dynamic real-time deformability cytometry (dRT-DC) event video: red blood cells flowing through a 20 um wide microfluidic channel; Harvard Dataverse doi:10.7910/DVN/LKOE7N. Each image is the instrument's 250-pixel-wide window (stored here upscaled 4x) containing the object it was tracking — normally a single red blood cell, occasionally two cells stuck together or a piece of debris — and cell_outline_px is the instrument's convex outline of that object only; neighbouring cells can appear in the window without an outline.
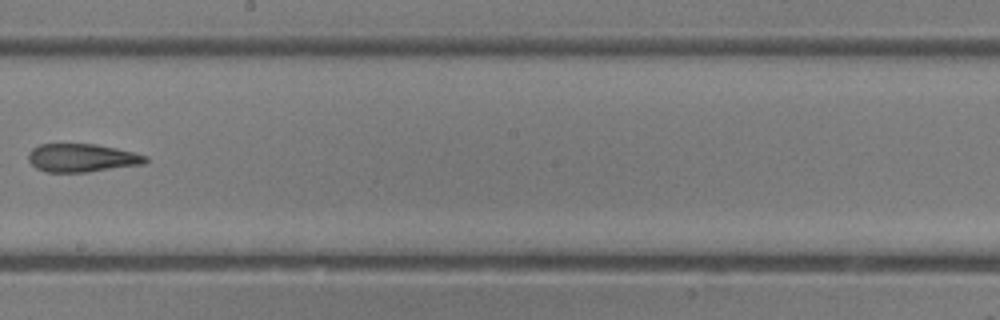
{"species": "common noctule bat (a hibernating species)", "species_latin": "Nyctalus noctula", "temperature_condition": "room temperature", "stored_images_in_passage": 33, "camera_frame_rate_fps": 3000, "um_per_image_px": 0.085, "animal": {"sex": "female"}, "frame": {"image": 1, "passage_image": 19, "time_ms": 6.0, "image_size_px": [1000, 320], "cell_outline_px": [[148, 160], [144, 164], [88, 172], [48, 172], [36, 168], [28, 160], [28, 152], [32, 148], [40, 144], [96, 144], [116, 148], [148, 156]], "centroid_in_image_um": [6.96, 13.42], "position_along_channel_um": 241.2, "area_um2": 19.31}}